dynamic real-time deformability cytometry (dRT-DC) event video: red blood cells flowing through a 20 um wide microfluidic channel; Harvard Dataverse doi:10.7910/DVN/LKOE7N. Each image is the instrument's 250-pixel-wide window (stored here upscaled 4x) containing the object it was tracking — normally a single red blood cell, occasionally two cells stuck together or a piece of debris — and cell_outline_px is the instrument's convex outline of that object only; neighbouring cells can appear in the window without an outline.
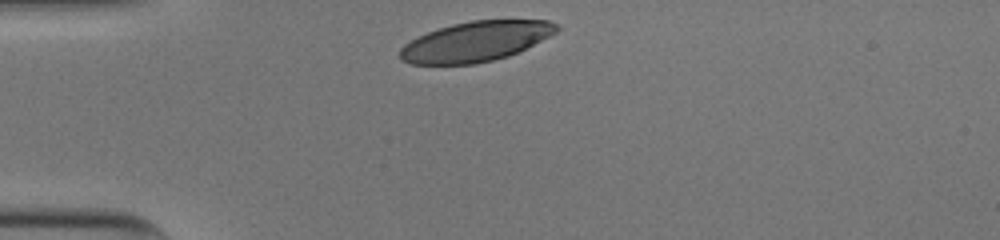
{"species": "human", "species_latin": "Homo sapiens", "temperature_condition": "cold", "stored_images_in_passage": 29, "camera_frame_rate_fps": 3000, "um_per_image_px": 0.085, "donor": {"sex": "male"}, "frame": {"image": 1, "passage_image": 1, "time_ms": 0.0, "image_size_px": [1000, 240], "cell_outline_px": [[560, 28], [556, 32], [508, 56], [492, 60], [472, 64], [412, 64], [400, 60], [400, 48], [404, 44], [428, 32], [452, 24], [472, 20], [548, 20], [556, 24]], "centroid_in_image_um": [40.4, 3.52], "position_along_channel_um": 44.6, "area_um2": 35.95}}
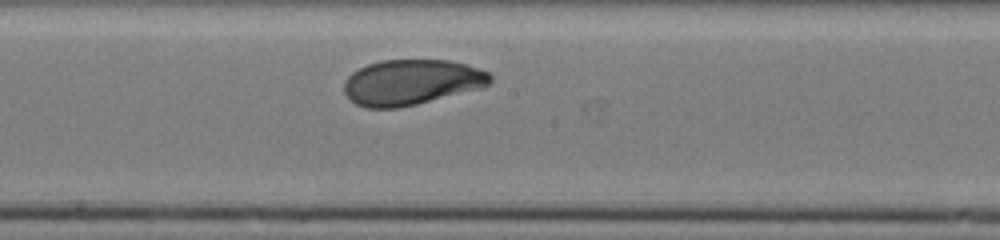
{"frame": {"image": 2, "passage_image": 16, "time_ms": 5.0, "image_size_px": [1000, 240], "cell_outline_px": [[492, 80], [484, 88], [416, 104], [396, 108], [364, 108], [348, 100], [344, 92], [344, 80], [352, 72], [368, 64], [380, 60], [448, 60], [464, 64], [488, 72], [492, 76]], "centroid_in_image_um": [34.95, 7.0], "position_along_channel_um": 213.3, "area_um2": 38.9}}
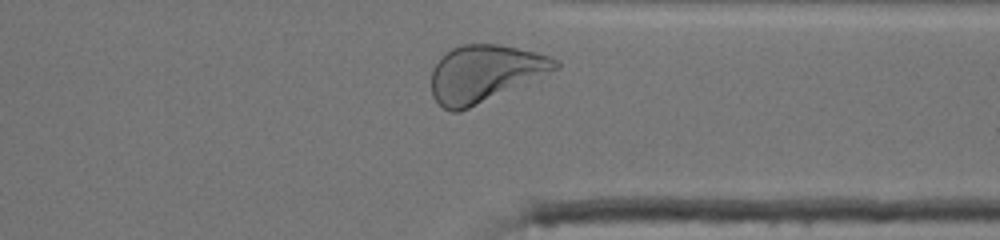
{"frame": {"image": 3, "passage_image": 28, "time_ms": 9.0, "image_size_px": [1000, 240], "cell_outline_px": [[560, 68], [460, 112], [452, 112], [444, 108], [432, 96], [432, 68], [440, 56], [452, 48], [464, 44], [496, 44], [536, 52], [560, 60]], "centroid_in_image_um": [41.19, 6.24], "position_along_channel_um": 370.2, "area_um2": 40.86}, "authors_computed_cell_mechanics": {"area_um2": 39.304, "velocity_mm_per_s": 3.928, "shape_relaxation_time_tau1_ms": 2.7227, "shape_relaxation_time_tau2_ms": 0.9802, "deformation_change_tau1": 0.1497, "deformation_change_tau2": 0.05}}